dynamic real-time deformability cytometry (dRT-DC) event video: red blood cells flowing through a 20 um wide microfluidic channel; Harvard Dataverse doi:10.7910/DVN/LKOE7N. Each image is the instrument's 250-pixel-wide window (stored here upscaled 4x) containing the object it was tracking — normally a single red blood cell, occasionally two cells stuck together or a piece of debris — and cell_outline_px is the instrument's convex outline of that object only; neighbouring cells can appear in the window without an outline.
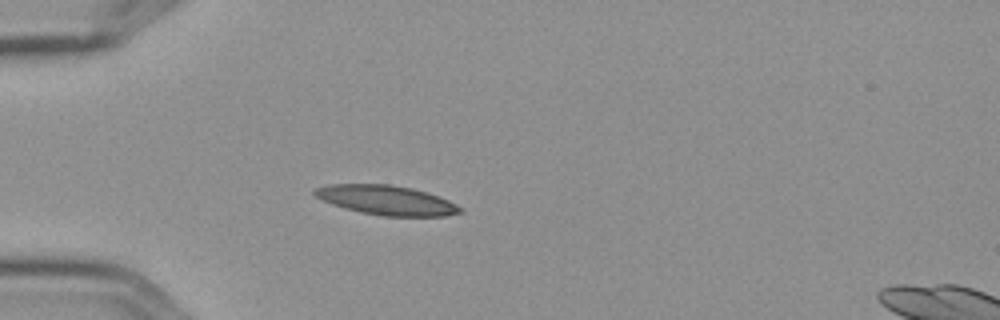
{"species": "Egyptian fruit bat (a non-hibernating species)", "species_latin": "Rousettus aegyptiacus", "temperature_condition": "cold", "stored_images_in_passage": 6, "camera_frame_rate_fps": 3000, "um_per_image_px": 0.085, "frame": {"image": 1, "passage_image": 5, "time_ms": 1.333, "image_size_px": [1000, 320], "cell_outline_px": [[464, 208], [460, 212], [444, 216], [384, 216], [360, 212], [344, 208], [332, 204], [316, 196], [312, 192], [316, 188], [328, 184], [388, 184], [412, 188], [448, 200]], "centroid_in_image_um": [32.83, 17.01], "position_along_channel_um": 52.2, "area_um2": 24.74}}